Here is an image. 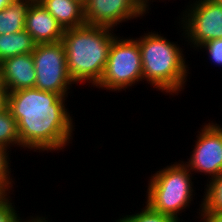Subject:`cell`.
I'll return each instance as SVG.
<instances>
[{
  "mask_svg": "<svg viewBox=\"0 0 222 222\" xmlns=\"http://www.w3.org/2000/svg\"><path fill=\"white\" fill-rule=\"evenodd\" d=\"M67 98L37 88L8 93L7 108L17 121L20 144L25 150L63 151L72 144L76 128L66 108Z\"/></svg>",
  "mask_w": 222,
  "mask_h": 222,
  "instance_id": "6da1fadb",
  "label": "cell"
},
{
  "mask_svg": "<svg viewBox=\"0 0 222 222\" xmlns=\"http://www.w3.org/2000/svg\"><path fill=\"white\" fill-rule=\"evenodd\" d=\"M115 29L83 25L66 29L62 37L68 74L76 84L89 83L95 87L107 63L110 47L118 36Z\"/></svg>",
  "mask_w": 222,
  "mask_h": 222,
  "instance_id": "7a4b0ae2",
  "label": "cell"
},
{
  "mask_svg": "<svg viewBox=\"0 0 222 222\" xmlns=\"http://www.w3.org/2000/svg\"><path fill=\"white\" fill-rule=\"evenodd\" d=\"M144 34L136 37L141 52L143 80L162 93L179 95L185 89L190 74L182 47L177 44L178 41L171 42L158 32Z\"/></svg>",
  "mask_w": 222,
  "mask_h": 222,
  "instance_id": "3957f363",
  "label": "cell"
},
{
  "mask_svg": "<svg viewBox=\"0 0 222 222\" xmlns=\"http://www.w3.org/2000/svg\"><path fill=\"white\" fill-rule=\"evenodd\" d=\"M193 174L183 161L159 169L149 177L145 203L154 211L182 222L179 215L190 208L195 196Z\"/></svg>",
  "mask_w": 222,
  "mask_h": 222,
  "instance_id": "277c9868",
  "label": "cell"
},
{
  "mask_svg": "<svg viewBox=\"0 0 222 222\" xmlns=\"http://www.w3.org/2000/svg\"><path fill=\"white\" fill-rule=\"evenodd\" d=\"M143 81V66L138 41L133 37L117 36L110 47L98 89L119 91L130 89Z\"/></svg>",
  "mask_w": 222,
  "mask_h": 222,
  "instance_id": "5b68a950",
  "label": "cell"
},
{
  "mask_svg": "<svg viewBox=\"0 0 222 222\" xmlns=\"http://www.w3.org/2000/svg\"><path fill=\"white\" fill-rule=\"evenodd\" d=\"M190 1L178 23L184 40L196 50L210 40L222 38V4L214 0Z\"/></svg>",
  "mask_w": 222,
  "mask_h": 222,
  "instance_id": "8992f818",
  "label": "cell"
},
{
  "mask_svg": "<svg viewBox=\"0 0 222 222\" xmlns=\"http://www.w3.org/2000/svg\"><path fill=\"white\" fill-rule=\"evenodd\" d=\"M32 55L36 72L35 88L68 97L75 83L68 74L63 42L38 43Z\"/></svg>",
  "mask_w": 222,
  "mask_h": 222,
  "instance_id": "52a82bcc",
  "label": "cell"
},
{
  "mask_svg": "<svg viewBox=\"0 0 222 222\" xmlns=\"http://www.w3.org/2000/svg\"><path fill=\"white\" fill-rule=\"evenodd\" d=\"M196 135L190 158L183 163L189 171L204 174L213 179L222 173V125L216 121L203 123Z\"/></svg>",
  "mask_w": 222,
  "mask_h": 222,
  "instance_id": "ba28073f",
  "label": "cell"
},
{
  "mask_svg": "<svg viewBox=\"0 0 222 222\" xmlns=\"http://www.w3.org/2000/svg\"><path fill=\"white\" fill-rule=\"evenodd\" d=\"M84 14L87 25L115 29L128 20L142 19L146 13L136 0H87Z\"/></svg>",
  "mask_w": 222,
  "mask_h": 222,
  "instance_id": "9c48e42d",
  "label": "cell"
},
{
  "mask_svg": "<svg viewBox=\"0 0 222 222\" xmlns=\"http://www.w3.org/2000/svg\"><path fill=\"white\" fill-rule=\"evenodd\" d=\"M25 30L37 44L62 41L65 31L38 0L30 4L25 20Z\"/></svg>",
  "mask_w": 222,
  "mask_h": 222,
  "instance_id": "30bf717a",
  "label": "cell"
},
{
  "mask_svg": "<svg viewBox=\"0 0 222 222\" xmlns=\"http://www.w3.org/2000/svg\"><path fill=\"white\" fill-rule=\"evenodd\" d=\"M1 67L2 81L8 92L35 88L36 72L32 53L5 59Z\"/></svg>",
  "mask_w": 222,
  "mask_h": 222,
  "instance_id": "8fae6325",
  "label": "cell"
},
{
  "mask_svg": "<svg viewBox=\"0 0 222 222\" xmlns=\"http://www.w3.org/2000/svg\"><path fill=\"white\" fill-rule=\"evenodd\" d=\"M64 30L86 24L84 5L76 0H38Z\"/></svg>",
  "mask_w": 222,
  "mask_h": 222,
  "instance_id": "7c38bea8",
  "label": "cell"
},
{
  "mask_svg": "<svg viewBox=\"0 0 222 222\" xmlns=\"http://www.w3.org/2000/svg\"><path fill=\"white\" fill-rule=\"evenodd\" d=\"M34 0H11L0 11V34H12L25 29V20Z\"/></svg>",
  "mask_w": 222,
  "mask_h": 222,
  "instance_id": "4fadbf2b",
  "label": "cell"
},
{
  "mask_svg": "<svg viewBox=\"0 0 222 222\" xmlns=\"http://www.w3.org/2000/svg\"><path fill=\"white\" fill-rule=\"evenodd\" d=\"M36 44L25 29L12 34H0V63L17 55L33 53Z\"/></svg>",
  "mask_w": 222,
  "mask_h": 222,
  "instance_id": "5bb4252c",
  "label": "cell"
},
{
  "mask_svg": "<svg viewBox=\"0 0 222 222\" xmlns=\"http://www.w3.org/2000/svg\"><path fill=\"white\" fill-rule=\"evenodd\" d=\"M0 145L8 150L12 146L23 147L20 144L17 121L11 115L9 109L0 112Z\"/></svg>",
  "mask_w": 222,
  "mask_h": 222,
  "instance_id": "9a60e30c",
  "label": "cell"
},
{
  "mask_svg": "<svg viewBox=\"0 0 222 222\" xmlns=\"http://www.w3.org/2000/svg\"><path fill=\"white\" fill-rule=\"evenodd\" d=\"M204 188L202 207L207 211L222 214V173L209 180Z\"/></svg>",
  "mask_w": 222,
  "mask_h": 222,
  "instance_id": "2e32d148",
  "label": "cell"
},
{
  "mask_svg": "<svg viewBox=\"0 0 222 222\" xmlns=\"http://www.w3.org/2000/svg\"><path fill=\"white\" fill-rule=\"evenodd\" d=\"M115 222H180L174 217L164 215L151 209L146 203L145 207L134 214L122 215Z\"/></svg>",
  "mask_w": 222,
  "mask_h": 222,
  "instance_id": "e0dca14e",
  "label": "cell"
},
{
  "mask_svg": "<svg viewBox=\"0 0 222 222\" xmlns=\"http://www.w3.org/2000/svg\"><path fill=\"white\" fill-rule=\"evenodd\" d=\"M10 151L5 148L4 146L0 145V191L2 193H9L14 191L13 189V184L14 183L12 177L11 176V163H9V161L11 162V155H9ZM10 156V157H9Z\"/></svg>",
  "mask_w": 222,
  "mask_h": 222,
  "instance_id": "ac0fdd59",
  "label": "cell"
},
{
  "mask_svg": "<svg viewBox=\"0 0 222 222\" xmlns=\"http://www.w3.org/2000/svg\"><path fill=\"white\" fill-rule=\"evenodd\" d=\"M9 195L11 196L9 193L0 195V222H30L33 216L22 219Z\"/></svg>",
  "mask_w": 222,
  "mask_h": 222,
  "instance_id": "d6986e66",
  "label": "cell"
},
{
  "mask_svg": "<svg viewBox=\"0 0 222 222\" xmlns=\"http://www.w3.org/2000/svg\"><path fill=\"white\" fill-rule=\"evenodd\" d=\"M199 49L208 52L206 55H208L209 61L222 67V38L210 40L197 48L198 51Z\"/></svg>",
  "mask_w": 222,
  "mask_h": 222,
  "instance_id": "ffe728a7",
  "label": "cell"
},
{
  "mask_svg": "<svg viewBox=\"0 0 222 222\" xmlns=\"http://www.w3.org/2000/svg\"><path fill=\"white\" fill-rule=\"evenodd\" d=\"M200 207L197 209L199 211V216L196 218H201L199 222H222V214L220 213H215L213 211H207L202 207V201L201 204H199ZM201 209V210H200Z\"/></svg>",
  "mask_w": 222,
  "mask_h": 222,
  "instance_id": "44dd1931",
  "label": "cell"
},
{
  "mask_svg": "<svg viewBox=\"0 0 222 222\" xmlns=\"http://www.w3.org/2000/svg\"><path fill=\"white\" fill-rule=\"evenodd\" d=\"M8 93L6 87H0V112L8 107Z\"/></svg>",
  "mask_w": 222,
  "mask_h": 222,
  "instance_id": "7402d4cb",
  "label": "cell"
},
{
  "mask_svg": "<svg viewBox=\"0 0 222 222\" xmlns=\"http://www.w3.org/2000/svg\"><path fill=\"white\" fill-rule=\"evenodd\" d=\"M40 216L36 215L35 217L32 218V220L30 222H50V220L49 221L46 220L48 217H46V216L43 217L42 215H40Z\"/></svg>",
  "mask_w": 222,
  "mask_h": 222,
  "instance_id": "603a6c76",
  "label": "cell"
},
{
  "mask_svg": "<svg viewBox=\"0 0 222 222\" xmlns=\"http://www.w3.org/2000/svg\"><path fill=\"white\" fill-rule=\"evenodd\" d=\"M143 8L145 13H149L148 11V0H136Z\"/></svg>",
  "mask_w": 222,
  "mask_h": 222,
  "instance_id": "cb8c5ba5",
  "label": "cell"
},
{
  "mask_svg": "<svg viewBox=\"0 0 222 222\" xmlns=\"http://www.w3.org/2000/svg\"><path fill=\"white\" fill-rule=\"evenodd\" d=\"M11 0H0V11L3 10Z\"/></svg>",
  "mask_w": 222,
  "mask_h": 222,
  "instance_id": "d4e9b609",
  "label": "cell"
},
{
  "mask_svg": "<svg viewBox=\"0 0 222 222\" xmlns=\"http://www.w3.org/2000/svg\"><path fill=\"white\" fill-rule=\"evenodd\" d=\"M0 87H5L2 81V67H1V63H0Z\"/></svg>",
  "mask_w": 222,
  "mask_h": 222,
  "instance_id": "484cf974",
  "label": "cell"
},
{
  "mask_svg": "<svg viewBox=\"0 0 222 222\" xmlns=\"http://www.w3.org/2000/svg\"><path fill=\"white\" fill-rule=\"evenodd\" d=\"M76 1L80 2V3L83 4V5H85L86 2H87V0H76Z\"/></svg>",
  "mask_w": 222,
  "mask_h": 222,
  "instance_id": "4316f807",
  "label": "cell"
},
{
  "mask_svg": "<svg viewBox=\"0 0 222 222\" xmlns=\"http://www.w3.org/2000/svg\"><path fill=\"white\" fill-rule=\"evenodd\" d=\"M156 1H157V0H156ZM161 1H162V0H161ZM169 1H170V0H169ZM150 2H151V0H148V10L151 9V8H149V7H150V4H149ZM152 2H155V0H154V1L152 0Z\"/></svg>",
  "mask_w": 222,
  "mask_h": 222,
  "instance_id": "83f0119b",
  "label": "cell"
},
{
  "mask_svg": "<svg viewBox=\"0 0 222 222\" xmlns=\"http://www.w3.org/2000/svg\"><path fill=\"white\" fill-rule=\"evenodd\" d=\"M214 1H216L219 4H222V0H214Z\"/></svg>",
  "mask_w": 222,
  "mask_h": 222,
  "instance_id": "f1b7e54d",
  "label": "cell"
}]
</instances>
